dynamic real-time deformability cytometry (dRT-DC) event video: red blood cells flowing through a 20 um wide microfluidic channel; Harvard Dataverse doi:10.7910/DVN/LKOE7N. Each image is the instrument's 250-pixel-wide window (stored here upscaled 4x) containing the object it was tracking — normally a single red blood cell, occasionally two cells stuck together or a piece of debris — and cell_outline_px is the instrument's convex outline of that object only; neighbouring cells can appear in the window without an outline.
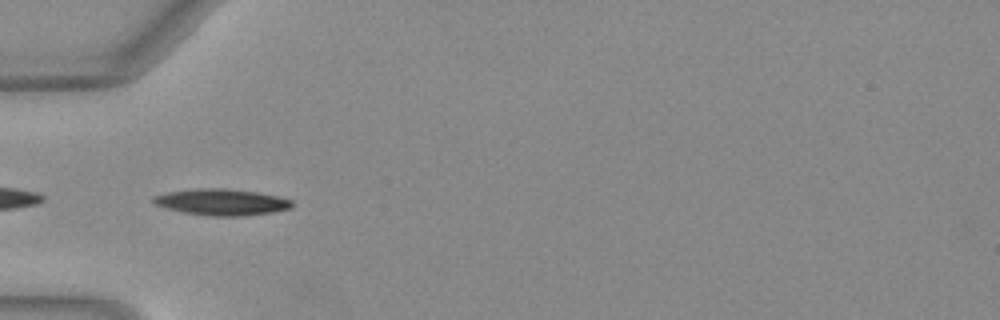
{"species": "Egyptian fruit bat (a non-hibernating species)", "species_latin": "Rousettus aegyptiacus", "temperature_condition": "warm", "stored_images_in_passage": 19, "camera_frame_rate_fps": 3000, "um_per_image_px": 0.085, "animal": {"sex": "female"}, "frame": {"image": 1, "passage_image": 1, "time_ms": 0.0, "image_size_px": [1000, 320], "cell_outline_px": [[292, 208], [272, 212], [244, 216], [208, 216], [184, 212], [168, 208], [156, 204], [152, 200], [152, 196], [168, 192], [200, 188], [224, 188], [256, 192], [276, 196], [292, 200]], "centroid_in_image_um": [18.85, 17.18], "position_along_channel_um": 66.2, "area_um2": 21.1}}
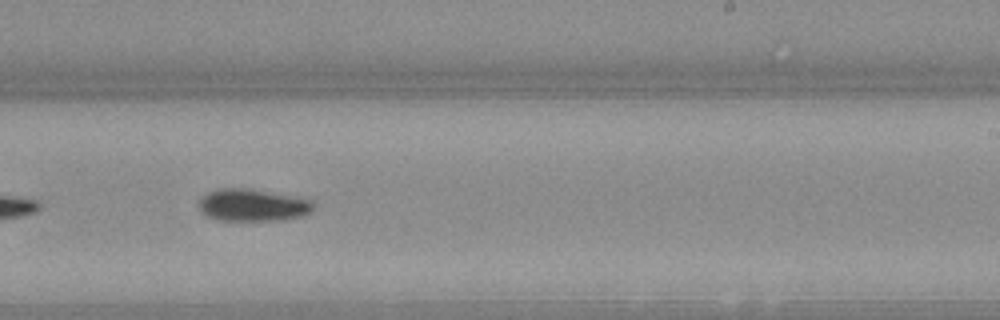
{"frame": {"image": 2, "passage_image": 16, "time_ms": 5.0, "image_size_px": [1000, 320], "cell_outline_px": [[312, 212], [300, 216], [284, 220], [220, 220], [208, 216], [200, 208], [200, 200], [208, 192], [216, 188], [248, 188], [312, 200]], "centroid_in_image_um": [21.48, 17.43], "position_along_channel_um": 267.5, "area_um2": 21.15}}